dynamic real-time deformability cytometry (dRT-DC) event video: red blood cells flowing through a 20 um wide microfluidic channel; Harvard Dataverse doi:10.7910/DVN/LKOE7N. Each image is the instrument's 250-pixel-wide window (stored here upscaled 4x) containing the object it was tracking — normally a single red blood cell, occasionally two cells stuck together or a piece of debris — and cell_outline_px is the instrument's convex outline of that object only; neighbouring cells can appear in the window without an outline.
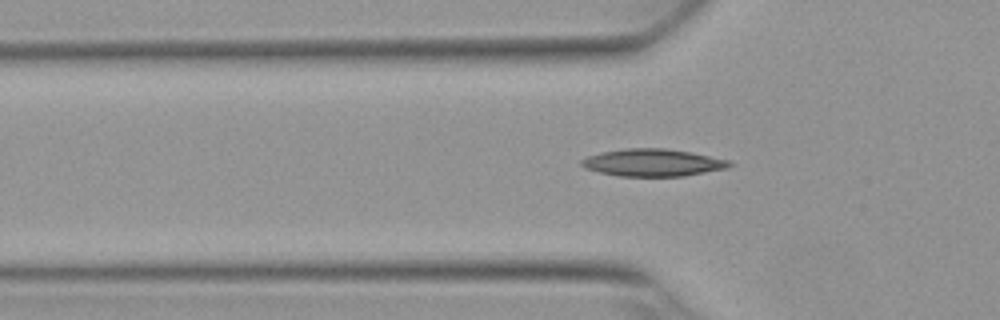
{"species": "Egyptian fruit bat (a non-hibernating species)", "species_latin": "Rousettus aegyptiacus", "temperature_condition": "warm", "stored_images_in_passage": 40, "camera_frame_rate_fps": 3000, "um_per_image_px": 0.085, "animal": {"sex": "female"}, "frame": {"image": 1, "passage_image": 11, "time_ms": 3.333, "image_size_px": [1000, 320], "cell_outline_px": [[732, 164], [728, 168], [684, 176], [620, 176], [600, 172], [584, 168], [580, 164], [580, 160], [588, 156], [600, 152], [624, 148], [664, 148], [692, 152], [728, 160]], "centroid_in_image_um": [55.46, 13.82], "position_along_channel_um": 70.3, "area_um2": 23.58}}
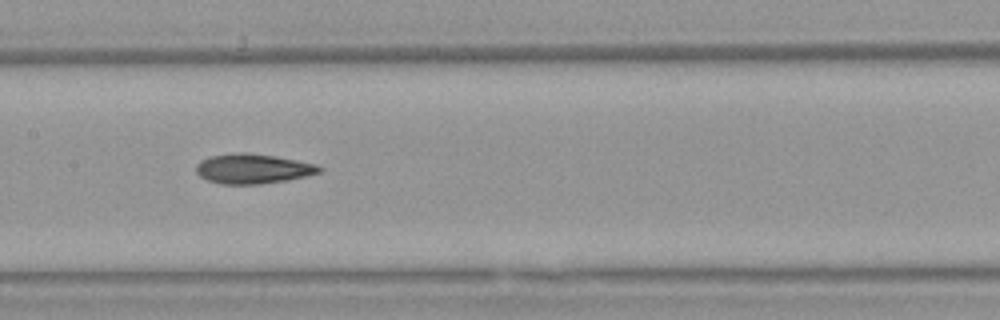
{"frame": {"image": 2, "passage_image": 20, "time_ms": 6.333, "image_size_px": [1000, 320], "cell_outline_px": [[324, 172], [288, 180], [260, 184], [220, 184], [208, 180], [200, 176], [196, 172], [196, 164], [200, 160], [208, 156], [236, 152], [248, 152], [276, 156], [316, 164], [324, 168]], "centroid_in_image_um": [21.51, 14.33], "position_along_channel_um": 185.9, "area_um2": 21.73}}
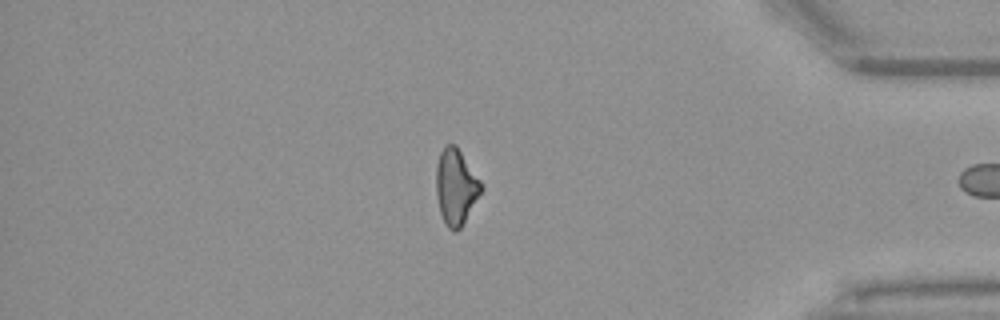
{"frame": {"image": 3, "passage_image": 39, "time_ms": 12.667, "image_size_px": [1000, 320], "cell_outline_px": [[484, 188], [460, 228], [456, 232], [452, 232], [444, 224], [440, 212], [436, 192], [436, 164], [440, 152], [448, 144], [456, 144], [484, 184]], "centroid_in_image_um": [38.76, 15.88], "position_along_channel_um": 396.4, "area_um2": 20.11}}